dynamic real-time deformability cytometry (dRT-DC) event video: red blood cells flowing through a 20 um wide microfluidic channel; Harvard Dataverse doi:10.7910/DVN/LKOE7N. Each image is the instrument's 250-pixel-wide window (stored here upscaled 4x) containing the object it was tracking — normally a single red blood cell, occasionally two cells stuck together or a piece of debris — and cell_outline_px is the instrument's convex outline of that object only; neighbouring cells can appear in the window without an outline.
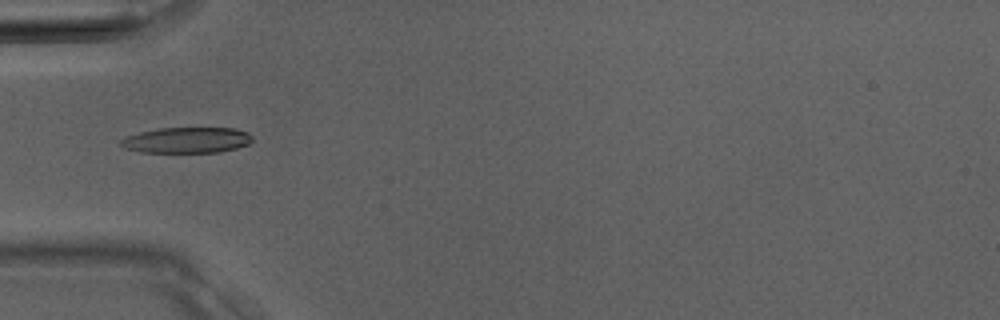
{"species": "Egyptian fruit bat (a non-hibernating species)", "species_latin": "Rousettus aegyptiacus", "temperature_condition": "room temperature", "stored_images_in_passage": 37, "camera_frame_rate_fps": 3000, "um_per_image_px": 0.085, "animal": {"sex": "male"}, "frame": {"image": 1, "passage_image": 12, "time_ms": 3.667, "image_size_px": [1000, 320], "cell_outline_px": [[252, 140], [248, 144], [236, 148], [220, 152], [140, 152], [124, 148], [120, 144], [120, 140], [124, 136], [156, 128], [232, 128], [248, 132], [252, 136]], "centroid_in_image_um": [15.84, 11.91], "position_along_channel_um": 69.2, "area_um2": 19.83}}
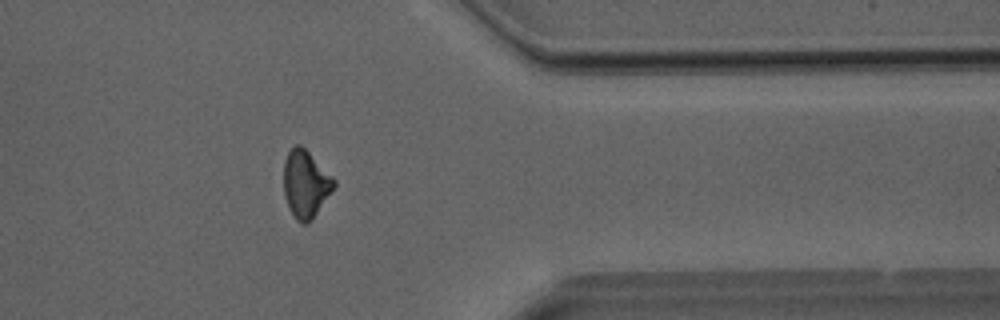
{"frame": {"image": 2, "passage_image": 30, "time_ms": 9.667, "image_size_px": [1000, 320], "cell_outline_px": [[336, 184], [312, 220], [308, 224], [300, 224], [296, 220], [288, 208], [284, 196], [284, 160], [288, 152], [296, 144], [300, 144], [336, 180]], "centroid_in_image_um": [25.95, 15.67], "position_along_channel_um": 385.4, "area_um2": 19.65}}
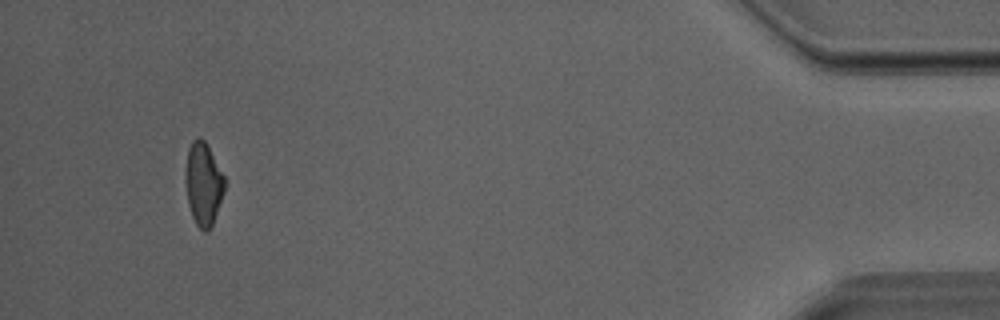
{"frame": {"image": 3, "passage_image": 35, "time_ms": 11.333, "image_size_px": [1000, 320], "cell_outline_px": [[224, 192], [212, 224], [208, 232], [204, 232], [196, 224], [192, 216], [188, 204], [184, 180], [184, 168], [188, 148], [192, 140], [196, 136], [200, 136], [204, 140], [224, 176]], "centroid_in_image_um": [17.24, 15.6], "position_along_channel_um": 418.0, "area_um2": 19.02}}